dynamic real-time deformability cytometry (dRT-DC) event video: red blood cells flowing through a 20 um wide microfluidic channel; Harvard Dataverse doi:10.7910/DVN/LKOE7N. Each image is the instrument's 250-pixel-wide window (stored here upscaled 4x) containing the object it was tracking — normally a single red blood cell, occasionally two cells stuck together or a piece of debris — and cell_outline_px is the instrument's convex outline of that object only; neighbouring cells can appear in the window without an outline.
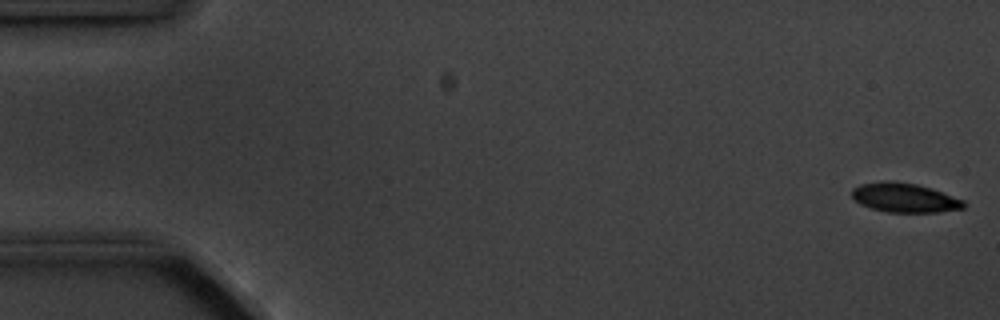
{"species": "common noctule bat (a hibernating species)", "species_latin": "Nyctalus noctula", "temperature_condition": "cold", "stored_images_in_passage": 4, "camera_frame_rate_fps": 3000, "um_per_image_px": 0.085, "animal": {"sex": "male", "body_mass_g": 20.1, "forearm_length_mm": 53.5}, "frame": {"image": 1, "passage_image": 1, "time_ms": 0.0, "image_size_px": [1000, 320], "cell_outline_px": [[968, 204], [964, 208], [936, 212], [888, 212], [872, 208], [860, 204], [852, 196], [852, 188], [860, 184], [880, 180], [892, 180], [916, 184], [964, 200]], "centroid_in_image_um": [76.86, 16.79], "position_along_channel_um": 8.1, "area_um2": 19.02}}
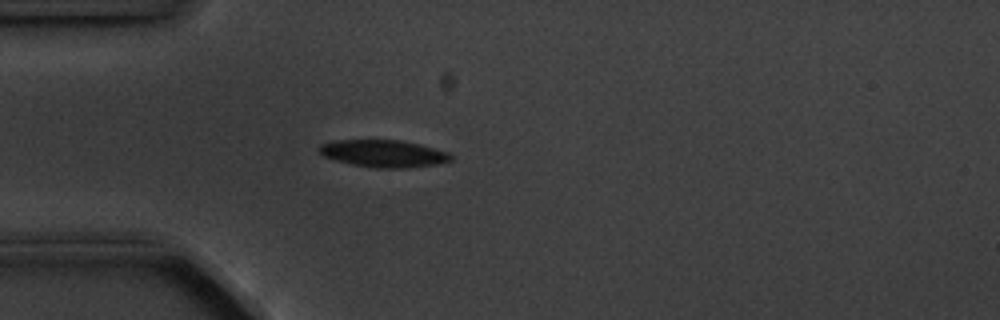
{"frame": {"image": 2, "passage_image": 4, "time_ms": 4.667, "image_size_px": [1000, 320], "cell_outline_px": [[452, 160], [436, 164], [408, 168], [376, 168], [352, 164], [336, 160], [324, 156], [316, 148], [320, 144], [332, 140], [400, 140], [448, 152], [452, 156]], "centroid_in_image_um": [32.55, 13.05], "position_along_channel_um": 52.4, "area_um2": 20.75}}